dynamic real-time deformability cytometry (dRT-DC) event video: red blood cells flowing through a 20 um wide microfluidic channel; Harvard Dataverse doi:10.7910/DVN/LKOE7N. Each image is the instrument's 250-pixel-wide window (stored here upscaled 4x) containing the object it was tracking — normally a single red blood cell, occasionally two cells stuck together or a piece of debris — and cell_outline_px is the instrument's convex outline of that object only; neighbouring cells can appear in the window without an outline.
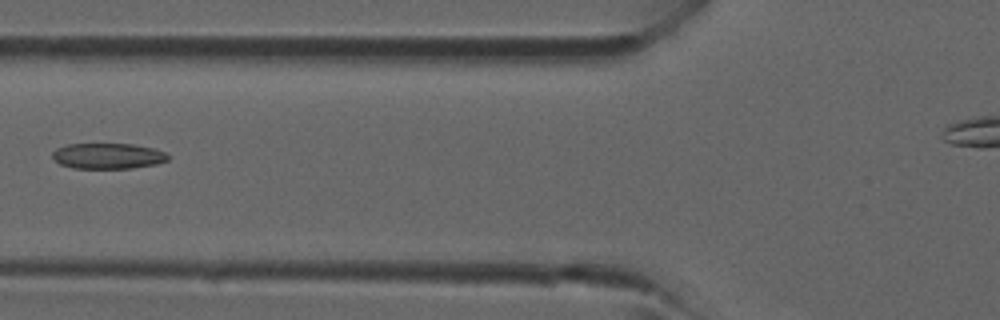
{"species": "common noctule bat (a hibernating species)", "species_latin": "Nyctalus noctula", "temperature_condition": "room temperature", "stored_images_in_passage": 6, "segment_of_instrument_passage": [1, 2], "camera_frame_rate_fps": 3000, "um_per_image_px": 0.085, "animal": {"sex": "male", "forearm_length_mm": 52.5}, "frame": {"image": 1, "passage_image": 5, "time_ms": 4.667, "image_size_px": [1000, 320], "cell_outline_px": [[168, 160], [156, 164], [128, 168], [72, 168], [60, 164], [52, 156], [52, 152], [56, 148], [68, 144], [132, 144], [152, 148], [164, 152], [168, 156]], "centroid_in_image_um": [9.14, 13.25], "position_along_channel_um": 116.7, "area_um2": 17.11}}